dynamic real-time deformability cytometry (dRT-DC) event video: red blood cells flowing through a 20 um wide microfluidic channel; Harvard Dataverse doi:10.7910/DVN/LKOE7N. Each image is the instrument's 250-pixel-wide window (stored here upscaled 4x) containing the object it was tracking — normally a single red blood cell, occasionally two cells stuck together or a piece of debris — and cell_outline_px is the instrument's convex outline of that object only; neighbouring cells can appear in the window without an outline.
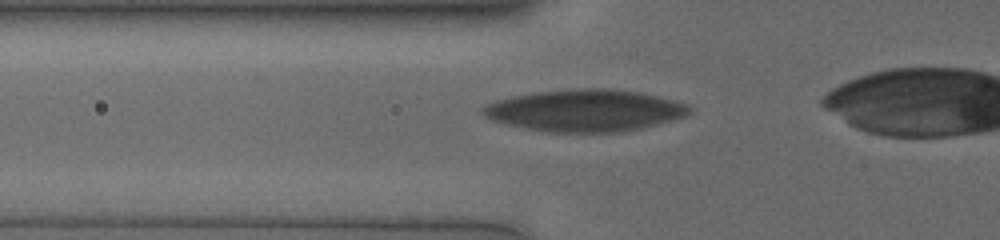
{"species": "human", "species_latin": "Homo sapiens", "temperature_condition": "cold", "stored_images_in_passage": 18, "camera_frame_rate_fps": 3000, "um_per_image_px": 0.085, "donor": {"sex": "male"}, "frame": {"image": 1, "passage_image": 13, "time_ms": 4.0, "image_size_px": [1000, 240], "cell_outline_px": [[692, 112], [684, 116], [672, 120], [624, 132], [544, 132], [524, 128], [492, 120], [484, 116], [480, 112], [488, 104], [496, 100], [536, 92], [568, 88], [608, 88], [640, 92], [688, 104], [692, 108]], "centroid_in_image_um": [49.74, 9.39], "position_along_channel_um": 76.1, "area_um2": 50.4}}
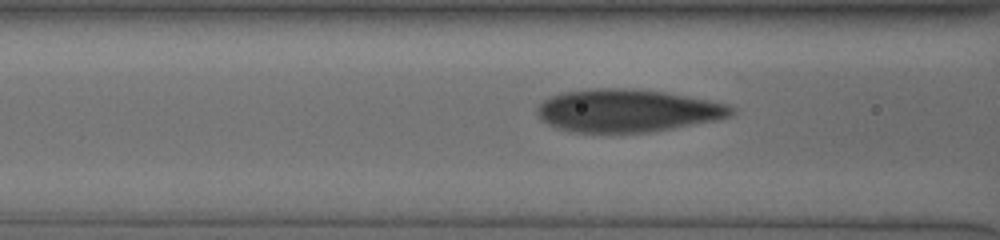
{"frame": {"image": 2, "passage_image": 16, "time_ms": 5.0, "image_size_px": [1000, 240], "cell_outline_px": [[736, 108], [732, 116], [716, 120], [652, 132], [568, 132], [556, 128], [540, 120], [536, 112], [536, 108], [544, 100], [552, 96], [564, 92], [596, 88], [624, 88], [664, 92], [724, 104]], "centroid_in_image_um": [53.27, 9.42], "position_along_channel_um": 113.3, "area_um2": 48.09}}